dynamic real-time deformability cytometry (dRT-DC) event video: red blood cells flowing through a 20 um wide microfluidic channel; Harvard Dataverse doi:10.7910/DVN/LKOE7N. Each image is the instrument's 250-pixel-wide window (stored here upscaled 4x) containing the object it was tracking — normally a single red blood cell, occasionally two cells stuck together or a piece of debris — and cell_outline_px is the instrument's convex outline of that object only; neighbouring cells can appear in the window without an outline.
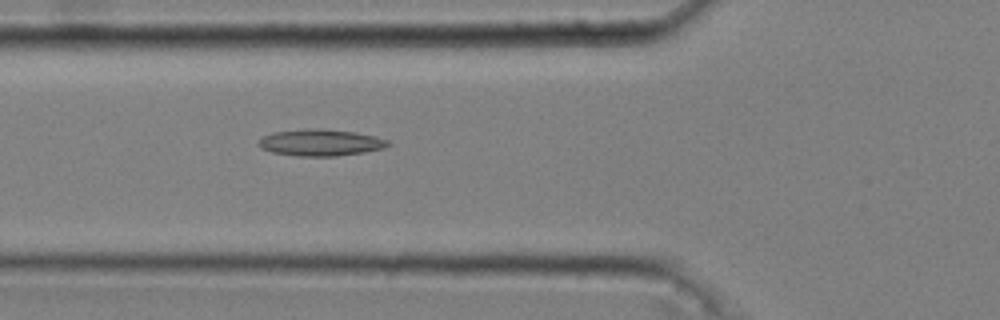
{"species": "common noctule bat (a hibernating species)", "species_latin": "Nyctalus noctula", "temperature_condition": "cold", "stored_images_in_passage": 50, "camera_frame_rate_fps": 3000, "um_per_image_px": 0.085, "animal": {"sex": "male", "body_mass_g": 20.4}, "frame": {"image": 1, "passage_image": 20, "time_ms": 6.333, "image_size_px": [1000, 320], "cell_outline_px": [[392, 144], [384, 148], [364, 152], [336, 156], [296, 156], [272, 152], [260, 148], [256, 144], [264, 136], [272, 132], [308, 128], [324, 128], [356, 132], [376, 136], [388, 140]], "centroid_in_image_um": [27.25, 12.11], "position_along_channel_um": 98.5, "area_um2": 20.35}}
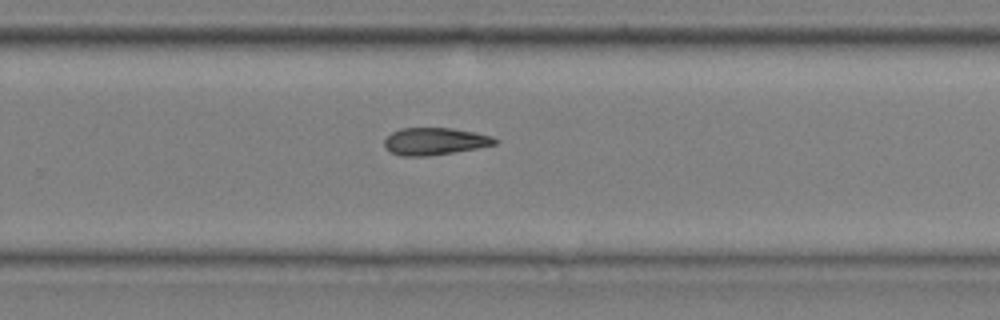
{"frame": {"image": 2, "passage_image": 36, "time_ms": 11.667, "image_size_px": [1000, 320], "cell_outline_px": [[500, 140], [496, 144], [476, 148], [428, 156], [400, 156], [392, 152], [384, 144], [384, 140], [392, 132], [400, 128], [452, 128], [476, 132], [492, 136]], "centroid_in_image_um": [36.98, 12.0], "position_along_channel_um": 292.8, "area_um2": 17.46}}
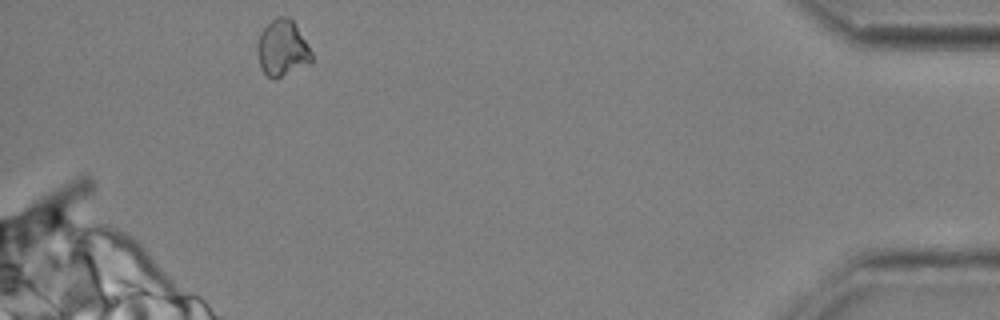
{"frame": {"image": 3, "passage_image": 50, "time_ms": 16.333, "image_size_px": [1000, 320], "cell_outline_px": [[312, 60], [308, 64], [276, 80], [268, 76], [260, 68], [256, 48], [256, 44], [260, 32], [276, 16], [288, 16], [292, 20], [308, 44], [312, 52]], "centroid_in_image_um": [23.98, 4.11], "position_along_channel_um": 411.2, "area_um2": 17.92}, "authors_computed_cell_mechanics": {"area_um2": 18.6405, "velocity_mm_per_s": 3.6508, "shape_relaxation_time_tau1_ms": 6.9926, "shape_relaxation_time_tau2_ms": null, "deformation_change_tau1": 0.1189, "deformation_change_tau2": null}}